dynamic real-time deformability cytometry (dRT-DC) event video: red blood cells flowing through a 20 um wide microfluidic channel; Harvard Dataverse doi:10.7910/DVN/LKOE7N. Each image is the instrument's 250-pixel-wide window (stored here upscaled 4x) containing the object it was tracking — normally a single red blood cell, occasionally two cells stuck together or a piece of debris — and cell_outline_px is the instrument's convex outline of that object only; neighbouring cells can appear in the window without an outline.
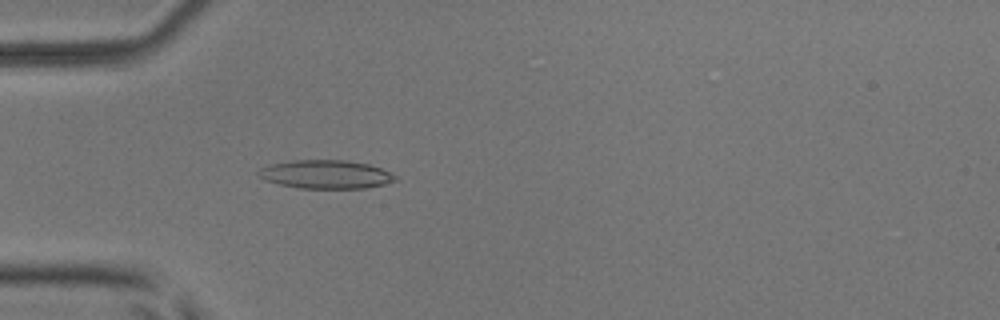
{"species": "common noctule bat (a hibernating species)", "species_latin": "Nyctalus noctula", "temperature_condition": "room temperature", "stored_images_in_passage": 47, "camera_frame_rate_fps": 3000, "um_per_image_px": 0.085, "animal": {"sex": "male", "body_mass_g": 17.9, "forearm_length_mm": 54.2}, "frame": {"image": 1, "passage_image": 14, "time_ms": 4.333, "image_size_px": [1000, 320], "cell_outline_px": [[396, 180], [384, 184], [364, 188], [300, 188], [280, 184], [264, 180], [256, 172], [260, 168], [268, 164], [292, 160], [344, 160], [368, 164], [380, 168], [396, 176]], "centroid_in_image_um": [27.64, 14.81], "position_along_channel_um": 57.4, "area_um2": 22.6}}
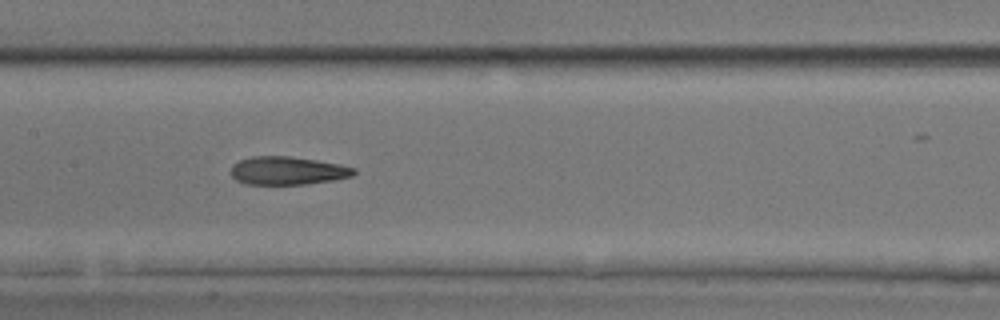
{"frame": {"image": 2, "passage_image": 24, "time_ms": 7.667, "image_size_px": [1000, 320], "cell_outline_px": [[356, 172], [352, 176], [332, 180], [308, 184], [244, 184], [236, 180], [232, 176], [232, 164], [240, 160], [252, 156], [288, 156], [316, 160], [340, 164], [356, 168]], "centroid_in_image_um": [24.44, 14.5], "position_along_channel_um": 183.0, "area_um2": 20.17}}
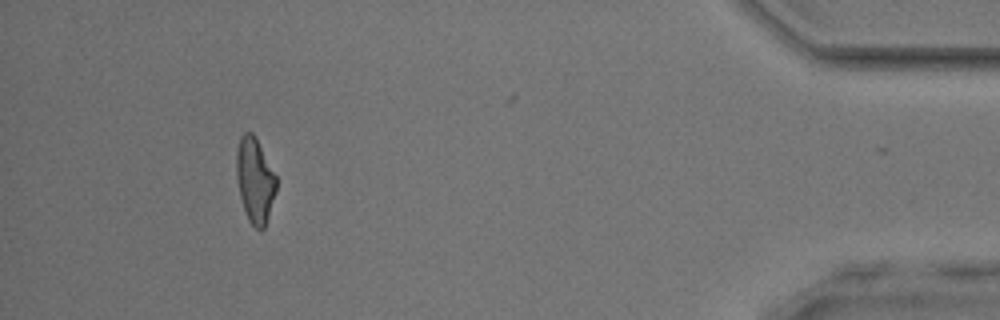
{"frame": {"image": 3, "passage_image": 46, "time_ms": 15.0, "image_size_px": [1000, 320], "cell_outline_px": [[276, 192], [264, 228], [260, 232], [248, 220], [240, 196], [236, 176], [236, 152], [240, 136], [244, 132], [252, 132], [256, 136], [276, 176]], "centroid_in_image_um": [21.66, 15.3], "position_along_channel_um": 413.5, "area_um2": 19.77}, "authors_computed_cell_mechanics": {"area_um2": 20.9236, "velocity_mm_per_s": 3.9817, "shape_relaxation_time_tau1_ms": 5.9837, "shape_relaxation_time_tau2_ms": 3.0597, "deformation_change_tau1": 0.1991, "deformation_change_tau2": 0.138}}